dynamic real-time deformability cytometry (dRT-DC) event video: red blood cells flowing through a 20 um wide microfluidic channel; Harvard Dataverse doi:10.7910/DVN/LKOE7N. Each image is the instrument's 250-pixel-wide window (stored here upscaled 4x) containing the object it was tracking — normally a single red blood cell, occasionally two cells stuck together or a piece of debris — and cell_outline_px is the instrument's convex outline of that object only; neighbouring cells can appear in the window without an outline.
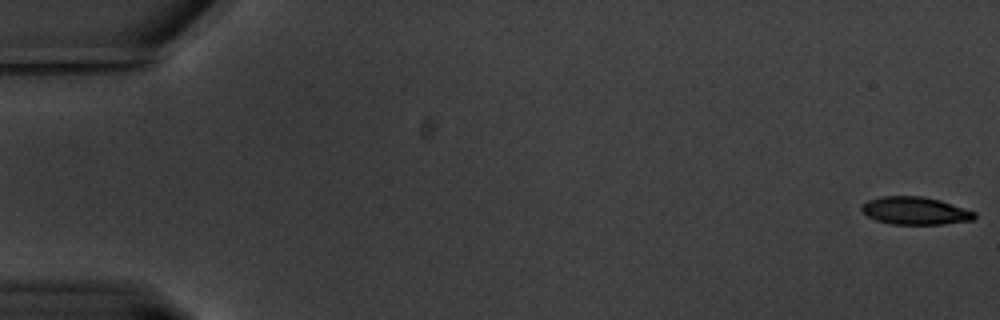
{"species": "common noctule bat (a hibernating species)", "species_latin": "Nyctalus noctula", "temperature_condition": "warm", "stored_images_in_passage": 10, "camera_frame_rate_fps": 3000, "um_per_image_px": 0.085, "animal": {"sex": "male", "body_mass_g": 20.1, "forearm_length_mm": 53.5}, "frame": {"image": 1, "passage_image": 1, "time_ms": 0.0, "image_size_px": [1000, 320], "cell_outline_px": [[976, 216], [972, 220], [944, 224], [892, 224], [876, 220], [868, 216], [860, 208], [868, 200], [880, 196], [924, 196], [940, 200], [976, 212]], "centroid_in_image_um": [77.8, 17.91], "position_along_channel_um": 7.2, "area_um2": 18.15}}